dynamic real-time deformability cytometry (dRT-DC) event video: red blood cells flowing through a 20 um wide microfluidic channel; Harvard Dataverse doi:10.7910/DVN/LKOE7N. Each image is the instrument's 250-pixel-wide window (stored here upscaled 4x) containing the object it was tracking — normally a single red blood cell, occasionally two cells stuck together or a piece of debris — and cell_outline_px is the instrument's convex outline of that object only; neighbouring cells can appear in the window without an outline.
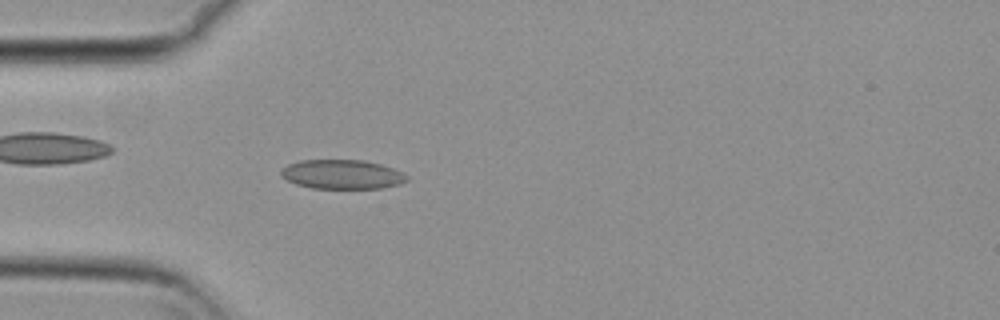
{"species": "common noctule bat (a hibernating species)", "species_latin": "Nyctalus noctula", "temperature_condition": "cold", "stored_images_in_passage": 53, "camera_frame_rate_fps": 3000, "um_per_image_px": 0.085, "animal": {"sex": "female", "body_mass_g": 29.2, "forearm_length_mm": 56.3}, "frame": {"image": 1, "passage_image": 15, "time_ms": 4.667, "image_size_px": [1000, 320], "cell_outline_px": [[408, 180], [400, 184], [380, 188], [312, 188], [296, 184], [280, 176], [280, 168], [288, 164], [300, 160], [364, 160], [380, 164], [392, 168], [408, 176]], "centroid_in_image_um": [29.04, 14.81], "position_along_channel_um": 56.0, "area_um2": 21.44}}
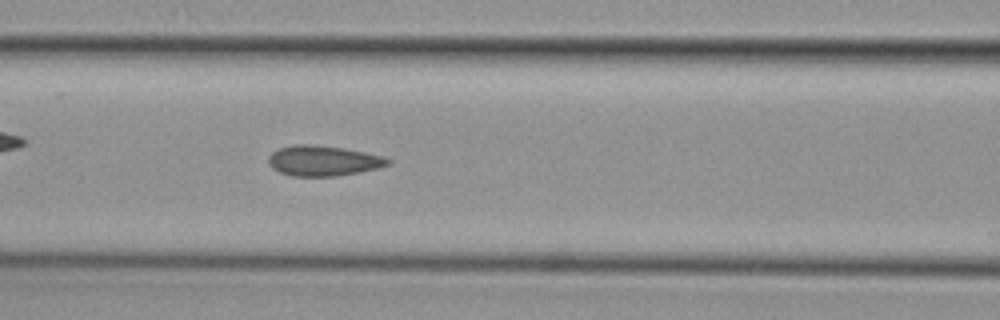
{"frame": {"image": 2, "passage_image": 22, "time_ms": 7.0, "image_size_px": [1000, 320], "cell_outline_px": [[392, 160], [388, 164], [380, 168], [360, 172], [336, 176], [292, 176], [280, 172], [272, 168], [268, 164], [268, 156], [272, 152], [280, 148], [292, 144], [312, 144], [344, 148], [384, 156]], "centroid_in_image_um": [27.47, 13.66], "position_along_channel_um": 139.1, "area_um2": 21.27}}
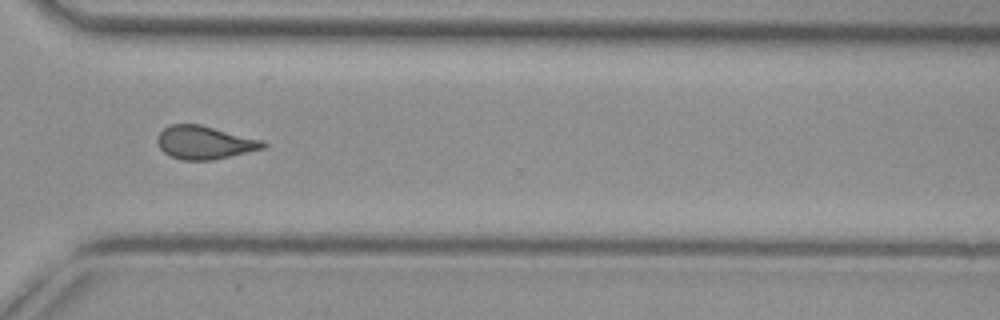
{"frame": {"image": 3, "passage_image": 39, "time_ms": 12.667, "image_size_px": [1000, 320], "cell_outline_px": [[268, 148], [212, 160], [184, 160], [172, 156], [164, 152], [160, 148], [156, 140], [156, 136], [164, 128], [172, 124], [200, 124], [260, 140], [268, 144]], "centroid_in_image_um": [17.39, 12.12], "position_along_channel_um": 353.2, "area_um2": 20.35}, "authors_computed_cell_mechanics": {"area_um2": 20.6346, "velocity_mm_per_s": 3.7842, "shape_relaxation_time_tau1_ms": 11.246, "shape_relaxation_time_tau2_ms": 1.7742, "deformation_change_tau1": 0.1696, "deformation_change_tau2": 0.066}}